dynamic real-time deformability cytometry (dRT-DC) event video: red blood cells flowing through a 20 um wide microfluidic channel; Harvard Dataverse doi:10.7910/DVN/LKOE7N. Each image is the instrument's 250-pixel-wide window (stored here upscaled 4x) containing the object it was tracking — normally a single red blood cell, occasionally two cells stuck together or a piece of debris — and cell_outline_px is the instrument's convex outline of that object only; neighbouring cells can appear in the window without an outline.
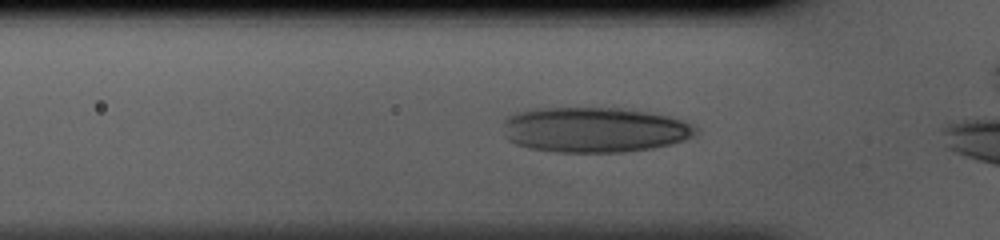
{"species": "human", "species_latin": "Homo sapiens", "temperature_condition": "cold", "stored_images_in_passage": 27, "camera_frame_rate_fps": 3000, "um_per_image_px": 0.085, "donor": {"sex": "male"}, "frame": {"image": 1, "passage_image": 4, "time_ms": 1.0, "image_size_px": [1000, 240], "cell_outline_px": [[700, 132], [684, 140], [672, 144], [652, 148], [624, 152], [556, 152], [528, 148], [516, 144], [508, 140], [504, 136], [504, 120], [508, 116], [516, 112], [532, 108], [620, 108], [668, 116], [692, 124], [700, 128]], "centroid_in_image_um": [50.51, 11.03], "position_along_channel_um": 75.3, "area_um2": 51.04}}
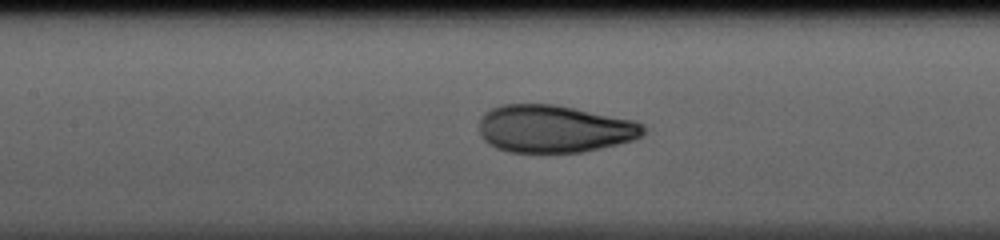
{"frame": {"image": 2, "passage_image": 10, "time_ms": 3.0, "image_size_px": [1000, 240], "cell_outline_px": [[648, 128], [636, 140], [584, 152], [508, 152], [496, 148], [488, 144], [480, 136], [480, 116], [484, 112], [492, 108], [504, 104], [556, 104], [632, 120], [644, 124]], "centroid_in_image_um": [47.11, 10.95], "position_along_channel_um": 160.3, "area_um2": 45.84}}
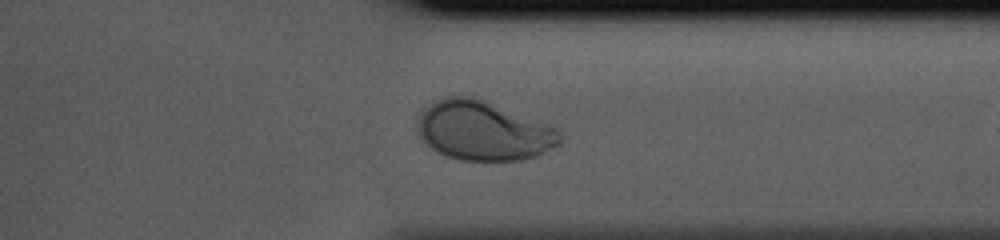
{"frame": {"image": 3, "passage_image": 25, "time_ms": 8.0, "image_size_px": [1000, 240], "cell_outline_px": [[560, 144], [536, 156], [524, 160], [460, 160], [436, 152], [420, 136], [416, 128], [416, 124], [420, 112], [424, 108], [436, 100], [448, 96], [468, 96], [480, 100], [560, 128]], "centroid_in_image_um": [41.07, 11.13], "position_along_channel_um": 370.3, "area_um2": 48.84}}